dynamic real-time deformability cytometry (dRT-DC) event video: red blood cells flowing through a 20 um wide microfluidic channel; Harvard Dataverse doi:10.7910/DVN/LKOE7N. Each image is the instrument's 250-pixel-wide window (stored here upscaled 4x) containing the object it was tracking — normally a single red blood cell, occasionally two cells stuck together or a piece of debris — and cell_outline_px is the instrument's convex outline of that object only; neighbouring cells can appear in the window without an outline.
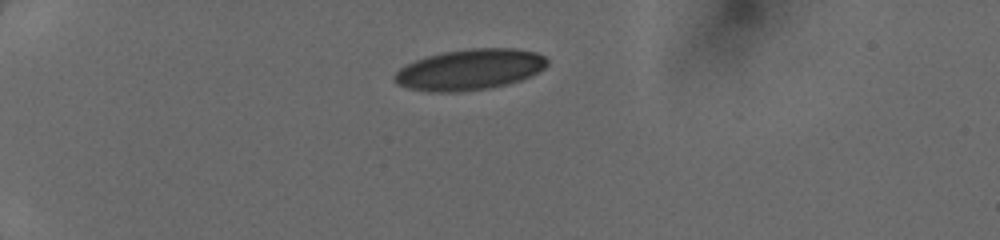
{"species": "human", "species_latin": "Homo sapiens", "temperature_condition": "cold", "stored_images_in_passage": 36, "camera_frame_rate_fps": 3000, "um_per_image_px": 0.085, "donor": {"sex": "female"}, "frame": {"image": 1, "passage_image": 1, "time_ms": 0.0, "image_size_px": [1000, 240], "cell_outline_px": [[548, 64], [544, 68], [520, 80], [508, 84], [488, 88], [460, 92], [428, 92], [408, 88], [396, 84], [392, 76], [400, 68], [416, 60], [428, 56], [444, 52], [472, 48], [512, 48], [536, 52], [544, 56], [548, 60]], "centroid_in_image_um": [39.91, 5.92], "position_along_channel_um": 45.1, "area_um2": 36.24}}
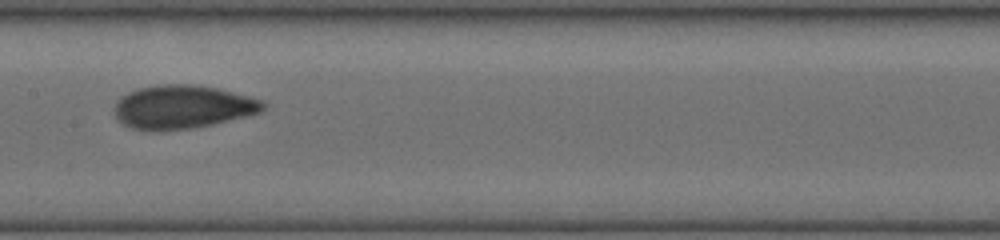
{"frame": {"image": 2, "passage_image": 15, "time_ms": 4.667, "image_size_px": [1000, 240], "cell_outline_px": [[268, 104], [260, 112], [248, 116], [212, 124], [192, 128], [132, 128], [124, 124], [116, 116], [116, 100], [120, 96], [128, 92], [140, 88], [160, 84], [196, 84], [216, 88], [264, 100]], "centroid_in_image_um": [15.58, 9.05], "position_along_channel_um": 191.8, "area_um2": 36.93}}
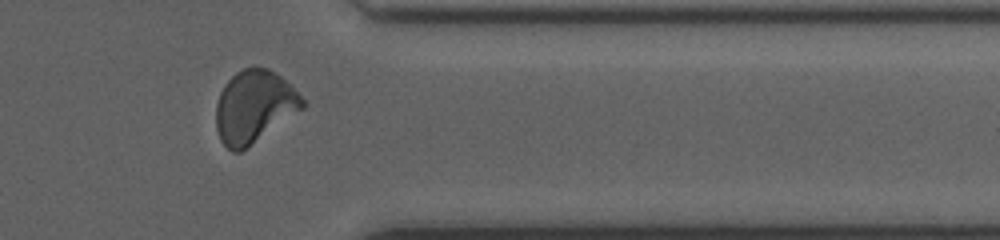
{"frame": {"image": 3, "passage_image": 29, "time_ms": 9.333, "image_size_px": [1000, 240], "cell_outline_px": [[304, 108], [240, 152], [232, 152], [220, 140], [216, 128], [216, 104], [220, 92], [224, 84], [236, 72], [244, 68], [268, 68], [280, 76], [304, 100]], "centroid_in_image_um": [21.56, 9.07], "position_along_channel_um": 389.8, "area_um2": 35.95}}